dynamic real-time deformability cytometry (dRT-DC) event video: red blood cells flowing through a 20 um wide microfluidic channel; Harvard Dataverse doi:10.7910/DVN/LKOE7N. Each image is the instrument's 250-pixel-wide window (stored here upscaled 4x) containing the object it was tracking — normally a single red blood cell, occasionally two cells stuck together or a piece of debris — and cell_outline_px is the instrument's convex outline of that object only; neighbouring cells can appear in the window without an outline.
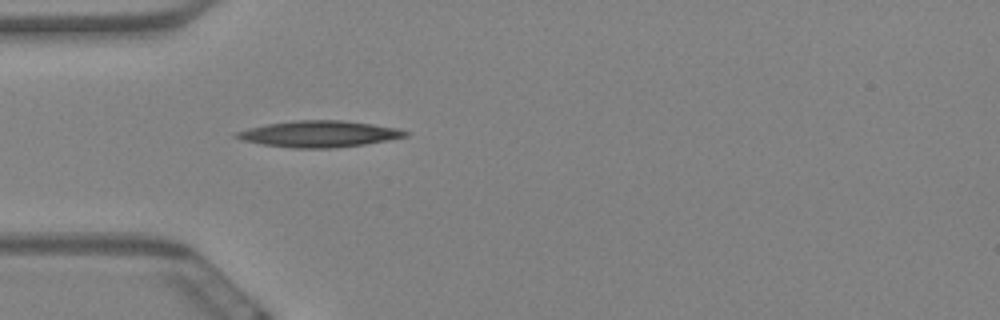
{"species": "Egyptian fruit bat (a non-hibernating species)", "species_latin": "Rousettus aegyptiacus", "temperature_condition": "warm", "stored_images_in_passage": 35, "camera_frame_rate_fps": 3000, "um_per_image_px": 0.085, "animal": {"sex": "female"}, "frame": {"image": 1, "passage_image": 1, "time_ms": 0.0, "image_size_px": [1000, 320], "cell_outline_px": [[408, 136], [388, 140], [364, 144], [336, 148], [296, 148], [264, 144], [244, 140], [232, 136], [236, 132], [248, 128], [268, 124], [296, 120], [344, 120], [400, 128], [408, 132]], "centroid_in_image_um": [27.17, 11.38], "position_along_channel_um": 57.8, "area_um2": 25.78}}
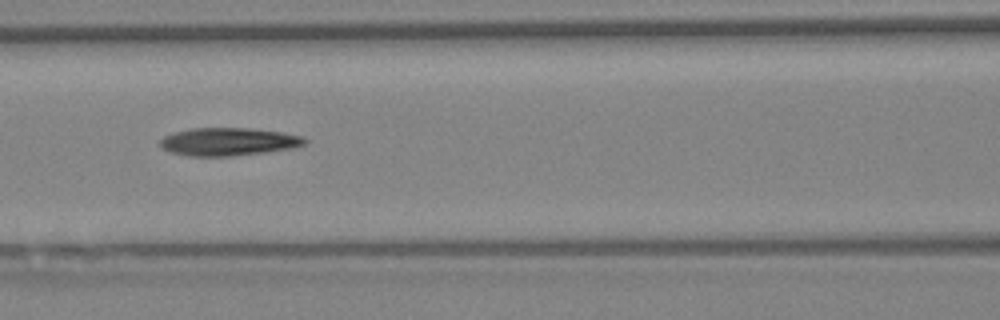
{"frame": {"image": 2, "passage_image": 9, "time_ms": 2.667, "image_size_px": [1000, 320], "cell_outline_px": [[308, 140], [304, 144], [292, 148], [264, 152], [228, 156], [188, 156], [172, 152], [164, 148], [160, 144], [160, 140], [164, 136], [172, 132], [192, 128], [252, 128], [280, 132], [300, 136]], "centroid_in_image_um": [19.39, 12.03], "position_along_channel_um": 147.2, "area_um2": 23.29}}
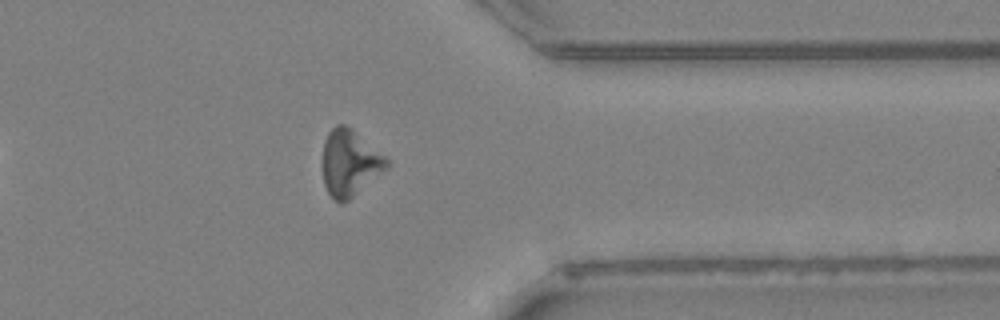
{"frame": {"image": 3, "passage_image": 30, "time_ms": 9.667, "image_size_px": [1000, 320], "cell_outline_px": [[392, 160], [384, 168], [348, 200], [340, 204], [328, 192], [324, 184], [324, 140], [328, 132], [336, 124], [344, 124], [352, 128]], "centroid_in_image_um": [29.73, 13.79], "position_along_channel_um": 381.7, "area_um2": 24.22}, "authors_computed_cell_mechanics": {"area_um2": 23.2934, "velocity_mm_per_s": 3.4889, "shape_relaxation_time_tau1_ms": null, "shape_relaxation_time_tau2_ms": 6.6616, "deformation_change_tau1": null, "deformation_change_tau2": 0.2032}}